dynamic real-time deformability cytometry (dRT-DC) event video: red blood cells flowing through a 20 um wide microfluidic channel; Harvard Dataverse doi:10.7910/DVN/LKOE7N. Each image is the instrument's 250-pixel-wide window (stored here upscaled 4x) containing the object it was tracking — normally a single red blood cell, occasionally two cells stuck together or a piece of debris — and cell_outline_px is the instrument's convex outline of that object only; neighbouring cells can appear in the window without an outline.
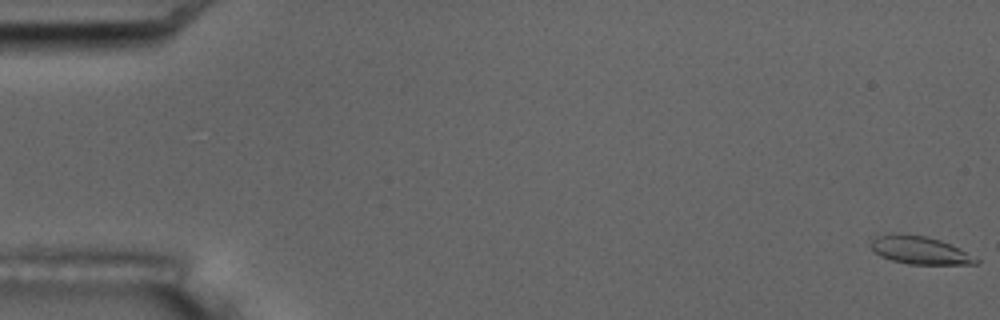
{"species": "common noctule bat (a hibernating species)", "species_latin": "Nyctalus noctula", "temperature_condition": "room temperature", "stored_images_in_passage": 6, "camera_frame_rate_fps": 3000, "um_per_image_px": 0.085, "animal": {"sex": "male", "body_mass_g": 17.5, "forearm_length_mm": 52.3}, "frame": {"image": 1, "passage_image": 1, "time_ms": 0.0, "image_size_px": [1000, 320], "cell_outline_px": [[980, 260], [976, 264], [908, 264], [892, 260], [880, 256], [872, 248], [872, 240], [876, 236], [892, 232], [896, 232], [928, 236], [940, 240]], "centroid_in_image_um": [78.12, 21.25], "position_along_channel_um": 6.9, "area_um2": 16.88}}
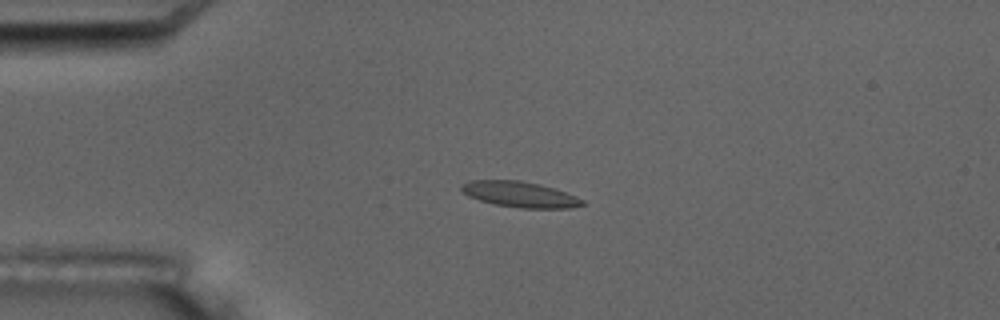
{"frame": {"image": 2, "passage_image": 5, "time_ms": 4.667, "image_size_px": [1000, 320], "cell_outline_px": [[584, 204], [568, 208], [520, 208], [496, 204], [480, 200], [468, 196], [460, 188], [460, 184], [468, 180], [520, 180], [540, 184], [556, 188], [576, 196], [584, 200]], "centroid_in_image_um": [44.18, 16.51], "position_along_channel_um": 40.8, "area_um2": 18.15}}